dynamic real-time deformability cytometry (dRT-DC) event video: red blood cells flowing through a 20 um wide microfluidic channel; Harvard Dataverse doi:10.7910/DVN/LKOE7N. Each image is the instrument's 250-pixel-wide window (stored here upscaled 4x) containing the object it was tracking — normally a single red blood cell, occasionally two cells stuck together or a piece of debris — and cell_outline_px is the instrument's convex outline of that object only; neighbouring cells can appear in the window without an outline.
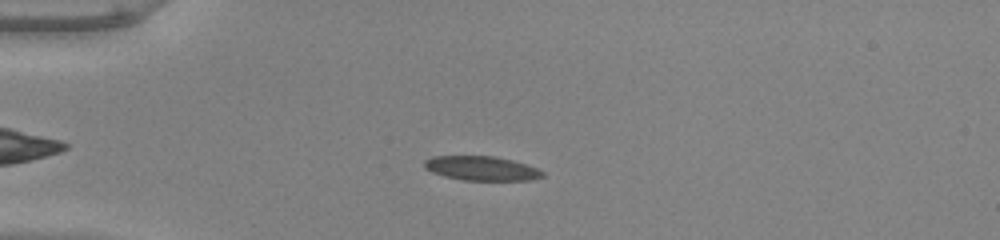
{"species": "common noctule bat (a hibernating species)", "species_latin": "Nyctalus noctula", "temperature_condition": "warm", "stored_images_in_passage": 50, "camera_frame_rate_fps": 3000, "um_per_image_px": 0.085, "animal": {"sex": "male", "body_mass_g": 20.0, "forearm_length_mm": 53.3}, "frame": {"image": 1, "passage_image": 12, "time_ms": 3.667, "image_size_px": [1000, 240], "cell_outline_px": [[544, 176], [532, 180], [464, 180], [444, 176], [432, 172], [424, 168], [424, 160], [432, 156], [496, 156], [512, 160], [536, 168], [544, 172]], "centroid_in_image_um": [40.91, 14.3], "position_along_channel_um": 44.1, "area_um2": 16.7}}
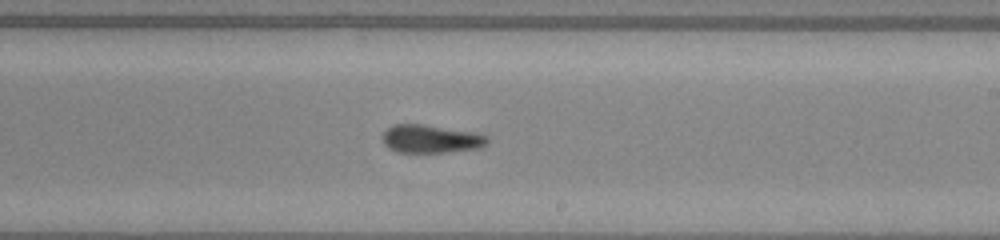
{"frame": {"image": 2, "passage_image": 30, "time_ms": 9.667, "image_size_px": [1000, 240], "cell_outline_px": [[488, 144], [480, 148], [444, 152], [396, 152], [388, 148], [384, 144], [384, 132], [392, 124], [420, 124], [472, 132], [488, 136]], "centroid_in_image_um": [36.62, 11.81], "position_along_channel_um": 252.4, "area_um2": 16.99}}
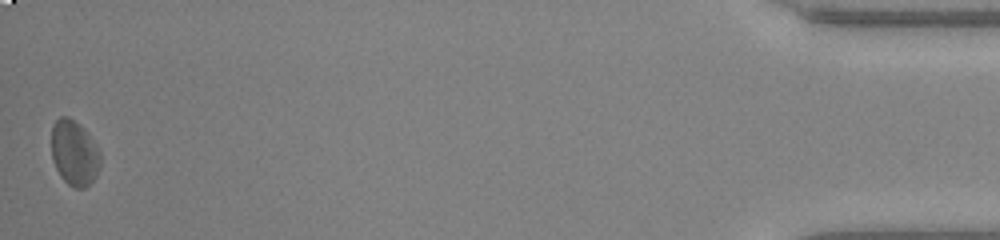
{"frame": {"image": 3, "passage_image": 50, "time_ms": 16.333, "image_size_px": [1000, 240], "cell_outline_px": [[100, 168], [96, 176], [84, 188], [76, 188], [68, 184], [60, 176], [52, 160], [52, 124], [60, 116], [68, 116], [88, 136], [100, 152]], "centroid_in_image_um": [6.29, 13.04], "position_along_channel_um": 428.9, "area_um2": 18.15}, "authors_computed_cell_mechanics": {"area_um2": 17.5712, "velocity_mm_per_s": 3.9607, "shape_relaxation_time_tau1_ms": 10.9416, "shape_relaxation_time_tau2_ms": 2.7658, "deformation_change_tau1": 0.2004, "deformation_change_tau2": 0.095}}